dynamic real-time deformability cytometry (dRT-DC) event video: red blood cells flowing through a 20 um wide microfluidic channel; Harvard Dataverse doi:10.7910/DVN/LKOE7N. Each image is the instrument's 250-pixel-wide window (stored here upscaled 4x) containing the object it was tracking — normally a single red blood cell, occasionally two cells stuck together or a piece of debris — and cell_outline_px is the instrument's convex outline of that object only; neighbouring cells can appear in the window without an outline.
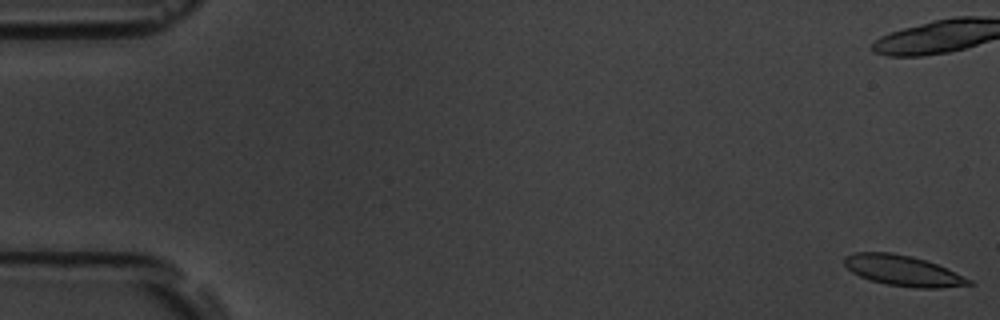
{"species": "common noctule bat (a hibernating species)", "species_latin": "Nyctalus noctula", "temperature_condition": "room temperature", "stored_images_in_passage": 57, "camera_frame_rate_fps": 3000, "um_per_image_px": 0.085, "animal": {"sex": "male", "body_mass_g": 19.5, "forearm_length_mm": 54.6}, "frame": {"image": 1, "passage_image": 1, "time_ms": 0.0, "image_size_px": [1000, 320], "cell_outline_px": [[976, 284], [940, 288], [916, 288], [888, 284], [868, 280], [852, 272], [844, 264], [844, 256], [856, 252], [892, 252], [912, 256], [936, 264], [972, 280]], "centroid_in_image_um": [76.74, 23.01], "position_along_channel_um": 8.3, "area_um2": 22.08}, "authors_computed_cell_mechanics": {"area_um2": 22.253, "velocity_mm_per_s": 3.6359, "shape_relaxation_time_tau1_ms": 3.5549, "shape_relaxation_time_tau2_ms": 1.8587, "deformation_change_tau1": 0.136, "deformation_change_tau2": 0.0942}}